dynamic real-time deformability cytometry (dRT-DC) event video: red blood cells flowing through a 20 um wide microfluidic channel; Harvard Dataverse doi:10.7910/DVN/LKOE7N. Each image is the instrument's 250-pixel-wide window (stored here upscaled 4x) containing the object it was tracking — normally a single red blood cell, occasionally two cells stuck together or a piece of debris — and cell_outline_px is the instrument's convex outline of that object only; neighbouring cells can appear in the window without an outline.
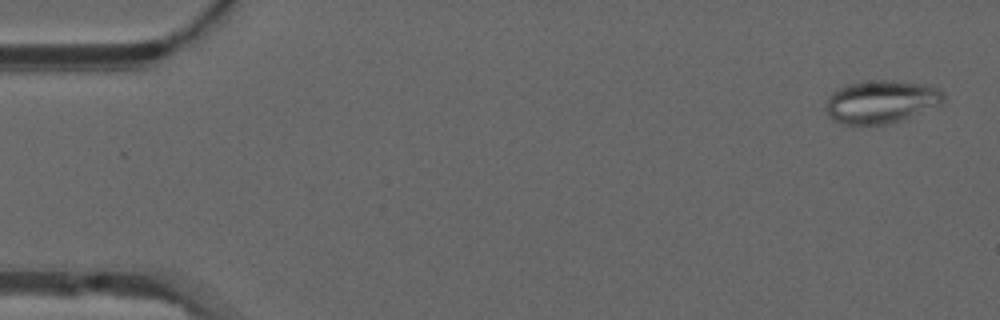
{"species": "common noctule bat (a hibernating species)", "species_latin": "Nyctalus noctula", "temperature_condition": "warm", "stored_images_in_passage": 8, "camera_frame_rate_fps": 3000, "um_per_image_px": 0.085, "animal": {"sex": "male", "forearm_length_mm": 52.5}, "frame": {"image": 1, "passage_image": 2, "time_ms": 0.333, "image_size_px": [1000, 320], "cell_outline_px": [[944, 100], [940, 104], [900, 120], [884, 124], [840, 124], [832, 120], [828, 116], [824, 108], [828, 96], [832, 92], [848, 84], [868, 80], [892, 80], [920, 84], [936, 88], [944, 92]], "centroid_in_image_um": [74.82, 8.64], "position_along_channel_um": 10.2, "area_um2": 29.25}}